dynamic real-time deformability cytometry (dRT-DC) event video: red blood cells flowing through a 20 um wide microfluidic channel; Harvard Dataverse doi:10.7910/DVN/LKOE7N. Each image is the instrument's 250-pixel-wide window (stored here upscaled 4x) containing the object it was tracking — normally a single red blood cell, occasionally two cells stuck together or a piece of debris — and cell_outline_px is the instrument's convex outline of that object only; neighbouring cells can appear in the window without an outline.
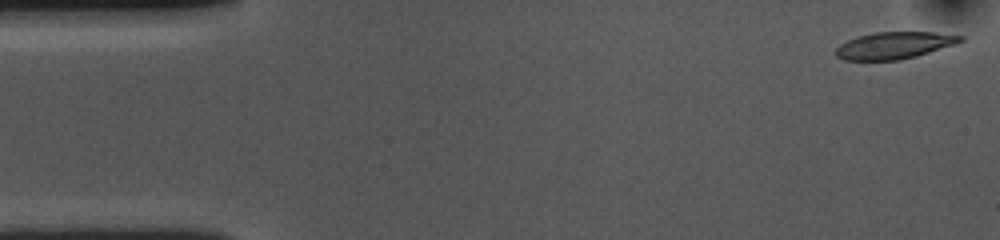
{"species": "common noctule bat (a hibernating species)", "species_latin": "Nyctalus noctula", "temperature_condition": "cold", "stored_images_in_passage": 53, "camera_frame_rate_fps": 3000, "um_per_image_px": 0.085, "animal": {"sex": "female", "body_mass_g": 10.0, "forearm_length_mm": 53.1}, "frame": {"image": 1, "passage_image": 1, "time_ms": 0.0, "image_size_px": [1000, 240], "cell_outline_px": [[964, 40], [956, 44], [916, 56], [900, 60], [844, 60], [836, 56], [836, 48], [840, 44], [848, 40], [860, 36], [876, 32], [932, 32], [964, 36]], "centroid_in_image_um": [76.03, 3.86], "position_along_channel_um": 9.0, "area_um2": 19.42}}
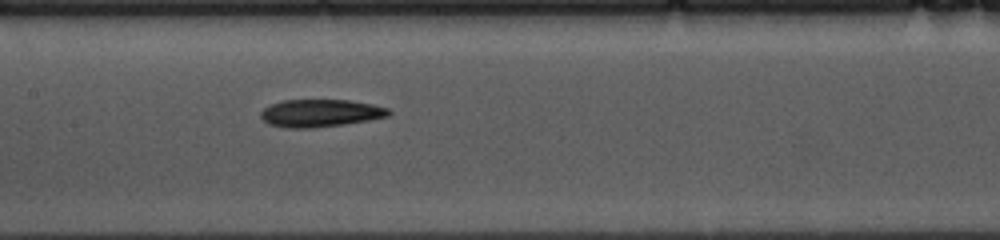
{"frame": {"image": 2, "passage_image": 24, "time_ms": 7.667, "image_size_px": [1000, 240], "cell_outline_px": [[392, 112], [388, 116], [368, 120], [344, 124], [312, 128], [284, 128], [268, 124], [260, 116], [260, 112], [264, 108], [280, 100], [348, 100], [372, 104], [388, 108]], "centroid_in_image_um": [27.21, 9.62], "position_along_channel_um": 180.2, "area_um2": 20.58}}
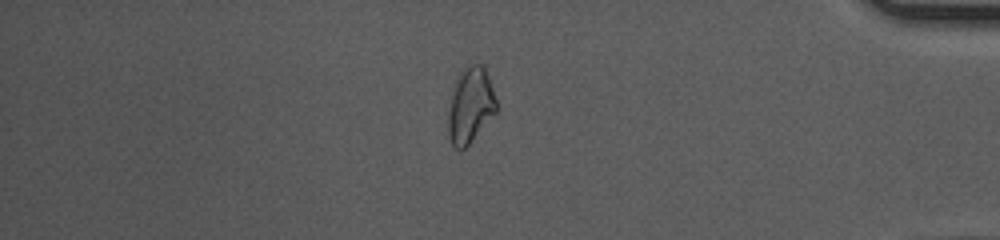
{"frame": {"image": 3, "passage_image": 45, "time_ms": 14.667, "image_size_px": [1000, 240], "cell_outline_px": [[496, 112], [472, 140], [460, 152], [452, 144], [448, 136], [448, 112], [456, 76], [460, 68], [468, 64], [484, 64], [496, 100]], "centroid_in_image_um": [39.96, 8.91], "position_along_channel_um": 395.2, "area_um2": 21.27}, "authors_computed_cell_mechanics": {"area_um2": 20.7502, "velocity_mm_per_s": 3.6126, "shape_relaxation_time_tau1_ms": 5.6435, "shape_relaxation_time_tau2_ms": null, "deformation_change_tau1": 0.1605, "deformation_change_tau2": null}}